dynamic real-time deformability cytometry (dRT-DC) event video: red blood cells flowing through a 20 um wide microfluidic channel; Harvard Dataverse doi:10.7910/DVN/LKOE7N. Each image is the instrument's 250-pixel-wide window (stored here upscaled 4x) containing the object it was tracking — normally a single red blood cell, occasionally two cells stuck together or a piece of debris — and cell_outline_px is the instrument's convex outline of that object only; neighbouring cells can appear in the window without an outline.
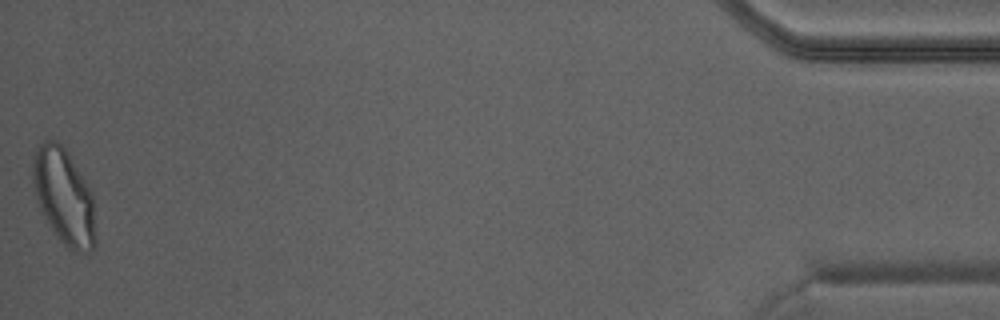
{"species": "Egyptian fruit bat (a non-hibernating species)", "species_latin": "Rousettus aegyptiacus", "temperature_condition": "warm", "stored_images_in_passage": 34, "camera_frame_rate_fps": 3000, "um_per_image_px": 0.085, "animal": {"sex": "male"}, "frame": {"image": 1, "passage_image": 34, "time_ms": 11.0, "image_size_px": [1000, 320], "cell_outline_px": [[96, 240], [92, 252], [72, 252], [56, 236], [40, 208], [36, 196], [32, 180], [32, 164], [36, 152], [40, 144], [44, 140], [56, 140], [68, 152], [88, 188], [92, 196]], "centroid_in_image_um": [5.43, 16.74], "position_along_channel_um": 429.8, "area_um2": 34.51}}